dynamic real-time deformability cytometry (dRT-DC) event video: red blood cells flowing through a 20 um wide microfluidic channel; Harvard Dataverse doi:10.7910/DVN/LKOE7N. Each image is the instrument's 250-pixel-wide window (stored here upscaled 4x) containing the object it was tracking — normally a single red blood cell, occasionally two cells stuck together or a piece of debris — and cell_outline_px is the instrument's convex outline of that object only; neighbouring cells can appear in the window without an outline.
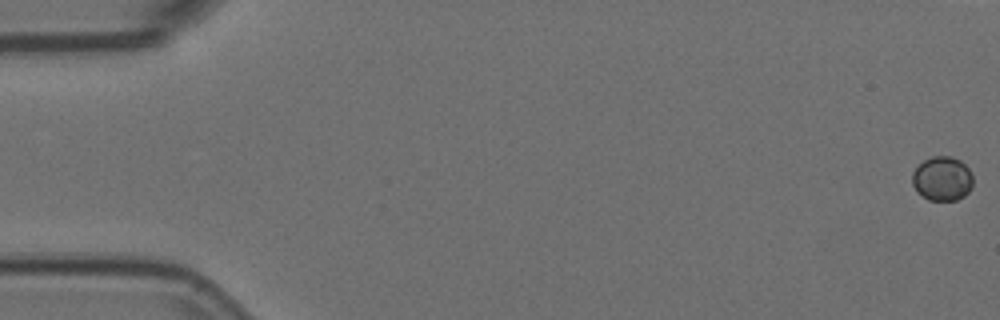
{"species": "Egyptian fruit bat (a non-hibernating species)", "species_latin": "Rousettus aegyptiacus", "temperature_condition": "room temperature", "stored_images_in_passage": 58, "camera_frame_rate_fps": 3000, "um_per_image_px": 0.085, "animal": {"sex": "female"}, "frame": {"image": 1, "passage_image": 1, "time_ms": 0.0, "image_size_px": [1000, 320], "cell_outline_px": [[972, 188], [964, 196], [956, 200], [928, 200], [916, 192], [912, 184], [912, 172], [924, 160], [932, 156], [952, 156], [960, 160], [968, 168], [972, 176]], "centroid_in_image_um": [80.08, 15.19], "position_along_channel_um": 4.9, "area_um2": 15.78}}
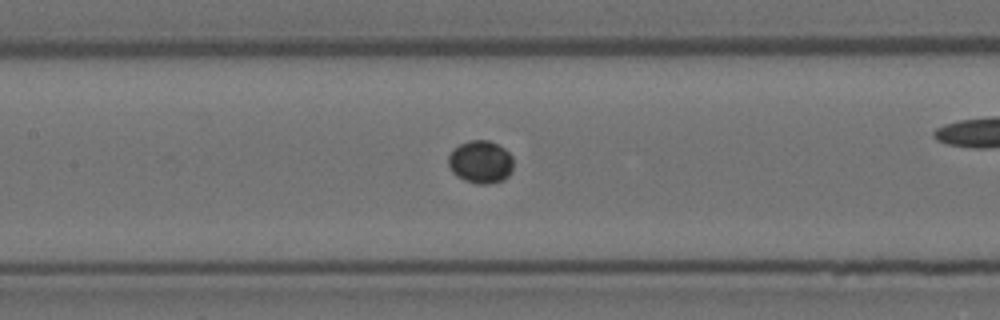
{"frame": {"image": 2, "passage_image": 27, "time_ms": 8.667, "image_size_px": [1000, 320], "cell_outline_px": [[512, 172], [504, 180], [488, 184], [476, 184], [464, 180], [456, 176], [452, 172], [448, 164], [448, 156], [460, 144], [468, 140], [488, 140], [504, 148], [512, 156]], "centroid_in_image_um": [40.85, 13.78], "position_along_channel_um": 166.5, "area_um2": 16.24}}
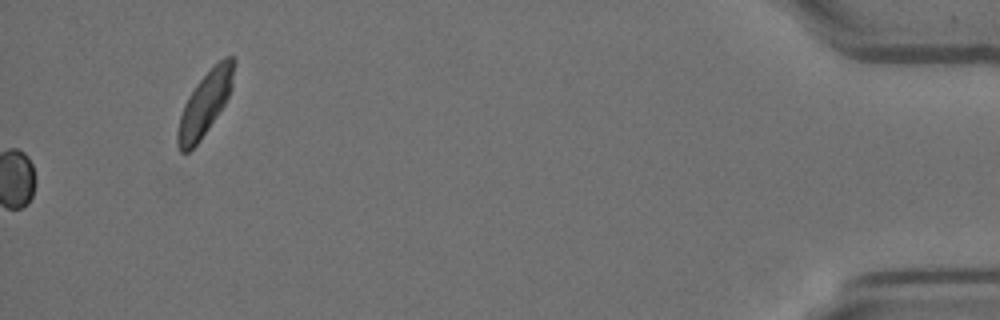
{"frame": {"image": 3, "passage_image": 58, "time_ms": 19.0, "image_size_px": [1000, 320], "cell_outline_px": [[236, 64], [232, 88], [224, 104], [200, 140], [188, 152], [180, 152], [176, 144], [176, 132], [180, 116], [184, 104], [188, 96], [196, 84], [224, 56], [232, 56], [236, 60]], "centroid_in_image_um": [17.42, 8.8], "position_along_channel_um": 417.8, "area_um2": 20.69}}